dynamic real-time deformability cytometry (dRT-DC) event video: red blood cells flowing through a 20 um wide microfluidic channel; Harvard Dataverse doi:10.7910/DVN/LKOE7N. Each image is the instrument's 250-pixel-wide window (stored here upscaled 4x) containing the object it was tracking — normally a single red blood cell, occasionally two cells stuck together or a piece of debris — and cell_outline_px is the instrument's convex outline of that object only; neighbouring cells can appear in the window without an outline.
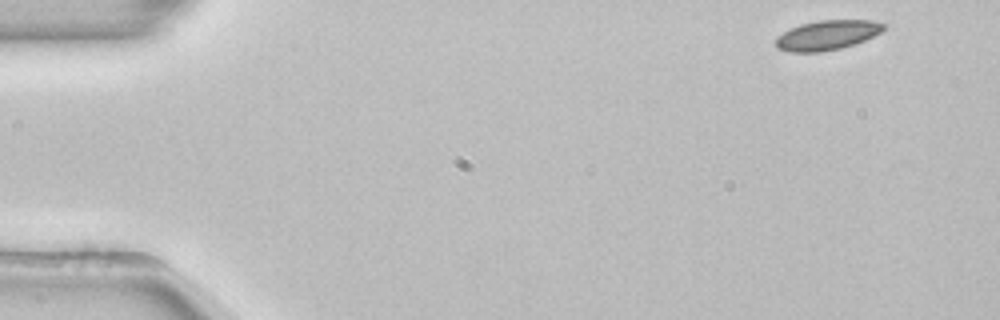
{"species": "common noctule bat (a hibernating species)", "species_latin": "Nyctalus noctula", "temperature_condition": "room temperature", "stored_images_in_passage": 50, "camera_frame_rate_fps": 3000, "um_per_image_px": 0.085, "animal": {"sex": "female", "body_mass_g": 22.7, "forearm_length_mm": 54.2}, "frame": {"image": 1, "passage_image": 1, "time_ms": 0.0, "image_size_px": [1000, 320], "cell_outline_px": [[888, 24], [880, 32], [864, 40], [840, 48], [820, 52], [788, 52], [776, 48], [776, 36], [800, 24], [820, 20], [872, 20]], "centroid_in_image_um": [70.29, 2.98], "position_along_channel_um": 14.7, "area_um2": 18.55}}
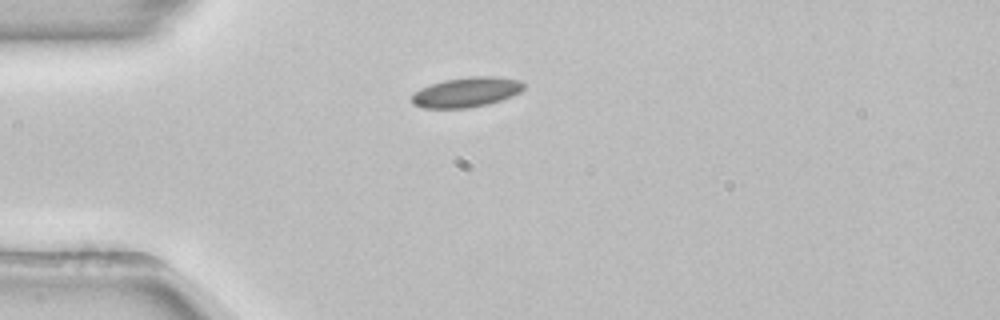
{"frame": {"image": 2, "passage_image": 11, "time_ms": 3.333, "image_size_px": [1000, 320], "cell_outline_px": [[524, 88], [520, 92], [512, 96], [488, 104], [468, 108], [420, 108], [412, 104], [412, 96], [420, 88], [444, 80], [468, 76], [496, 76], [520, 80], [524, 84]], "centroid_in_image_um": [39.65, 7.83], "position_along_channel_um": 45.4, "area_um2": 19.59}}
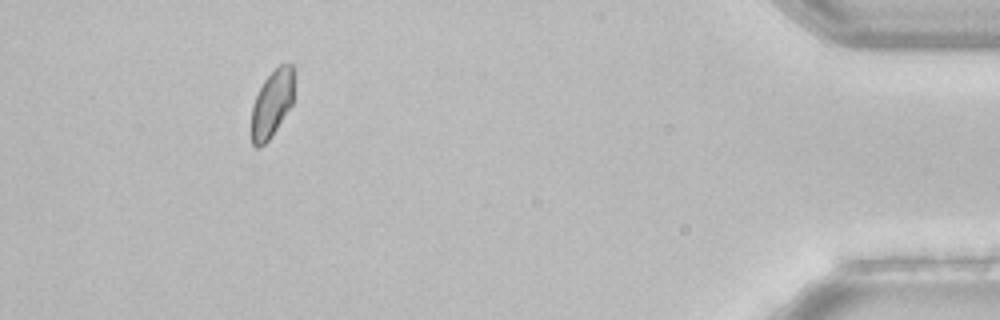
{"frame": {"image": 3, "passage_image": 46, "time_ms": 15.0, "image_size_px": [1000, 320], "cell_outline_px": [[296, 72], [292, 104], [272, 136], [260, 148], [256, 148], [252, 144], [252, 104], [264, 80], [280, 64], [292, 64]], "centroid_in_image_um": [23.15, 8.79], "position_along_channel_um": 412.1, "area_um2": 16.88}, "authors_computed_cell_mechanics": {"area_um2": 18.5249, "velocity_mm_per_s": 3.8678, "shape_relaxation_time_tau1_ms": 3.4796, "shape_relaxation_time_tau2_ms": null, "deformation_change_tau1": 0.0573, "deformation_change_tau2": null}}